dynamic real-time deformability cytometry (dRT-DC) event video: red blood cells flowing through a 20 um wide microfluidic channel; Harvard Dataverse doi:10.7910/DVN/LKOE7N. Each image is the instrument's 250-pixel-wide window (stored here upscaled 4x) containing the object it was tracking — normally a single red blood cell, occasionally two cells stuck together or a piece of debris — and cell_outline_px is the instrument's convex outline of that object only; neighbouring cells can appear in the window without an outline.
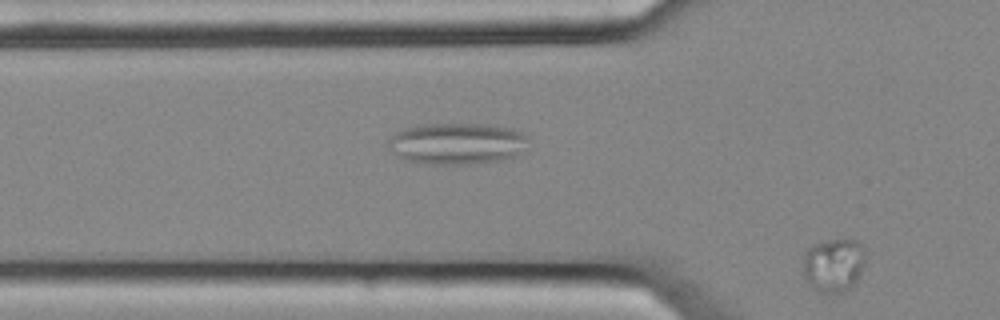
{"species": "common noctule bat (a hibernating species)", "species_latin": "Nyctalus noctula", "temperature_condition": "cold", "stored_images_in_passage": 19, "segment_of_instrument_passage": [2, 2], "camera_frame_rate_fps": 3000, "um_per_image_px": 0.085, "animal": {"sex": "female", "body_mass_g": 25.1}, "frame": {"image": 1, "passage_image": 19, "time_ms": 6.0, "image_size_px": [1000, 320], "cell_outline_px": [[864, 268], [856, 284], [848, 292], [824, 296], [804, 276], [804, 256], [808, 248], [812, 244], [824, 240], [844, 236], [856, 240], [864, 248]], "centroid_in_image_um": [70.92, 22.52], "position_along_channel_um": 54.9, "area_um2": 20.4}}